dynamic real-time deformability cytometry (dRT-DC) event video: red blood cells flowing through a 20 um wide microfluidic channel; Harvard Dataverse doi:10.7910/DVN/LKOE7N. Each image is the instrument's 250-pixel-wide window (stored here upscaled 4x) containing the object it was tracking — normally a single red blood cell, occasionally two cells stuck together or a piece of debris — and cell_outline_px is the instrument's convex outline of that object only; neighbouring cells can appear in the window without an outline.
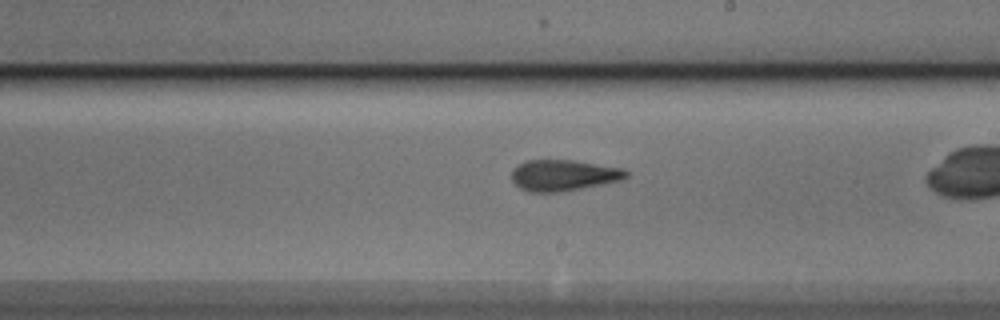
{"species": "Egyptian fruit bat (a non-hibernating species)", "species_latin": "Rousettus aegyptiacus", "temperature_condition": "cold", "stored_images_in_passage": 38, "camera_frame_rate_fps": 3000, "um_per_image_px": 0.085, "animal": {"sex": "male"}, "frame": {"image": 1, "passage_image": 27, "time_ms": 8.667, "image_size_px": [1000, 320], "cell_outline_px": [[628, 176], [624, 180], [564, 192], [528, 192], [520, 188], [512, 180], [512, 168], [524, 160], [572, 160], [624, 168], [628, 172]], "centroid_in_image_um": [47.91, 14.9], "position_along_channel_um": 241.1, "area_um2": 21.1}}
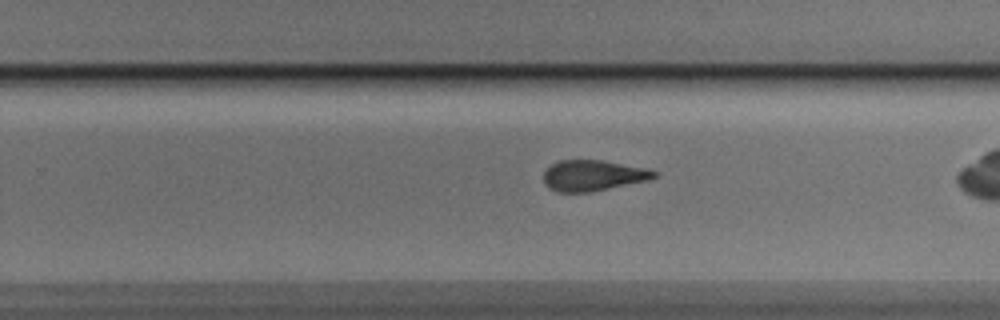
{"frame": {"image": 2, "passage_image": 30, "time_ms": 9.667, "image_size_px": [1000, 320], "cell_outline_px": [[656, 176], [648, 180], [588, 192], [556, 192], [548, 188], [544, 184], [544, 172], [552, 164], [560, 160], [600, 160], [648, 168], [656, 172]], "centroid_in_image_um": [50.37, 14.91], "position_along_channel_um": 279.4, "area_um2": 19.65}}
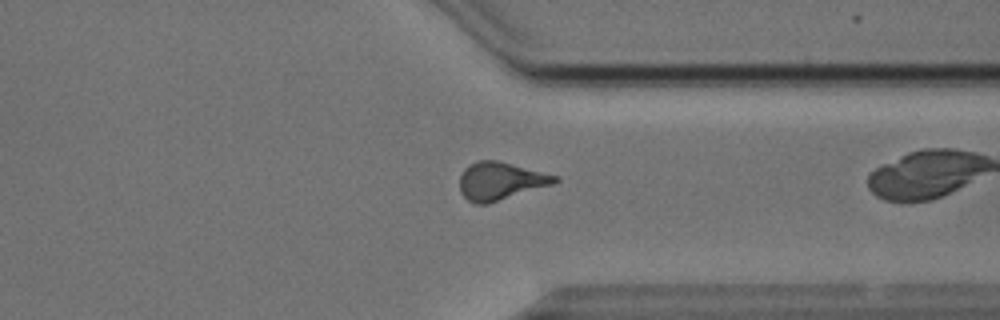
{"frame": {"image": 3, "passage_image": 37, "time_ms": 12.0, "image_size_px": [1000, 320], "cell_outline_px": [[560, 180], [556, 184], [488, 204], [476, 204], [468, 200], [460, 192], [460, 176], [464, 168], [468, 164], [480, 160], [496, 160], [560, 176]], "centroid_in_image_um": [42.57, 15.39], "position_along_channel_um": 368.8, "area_um2": 21.27}}